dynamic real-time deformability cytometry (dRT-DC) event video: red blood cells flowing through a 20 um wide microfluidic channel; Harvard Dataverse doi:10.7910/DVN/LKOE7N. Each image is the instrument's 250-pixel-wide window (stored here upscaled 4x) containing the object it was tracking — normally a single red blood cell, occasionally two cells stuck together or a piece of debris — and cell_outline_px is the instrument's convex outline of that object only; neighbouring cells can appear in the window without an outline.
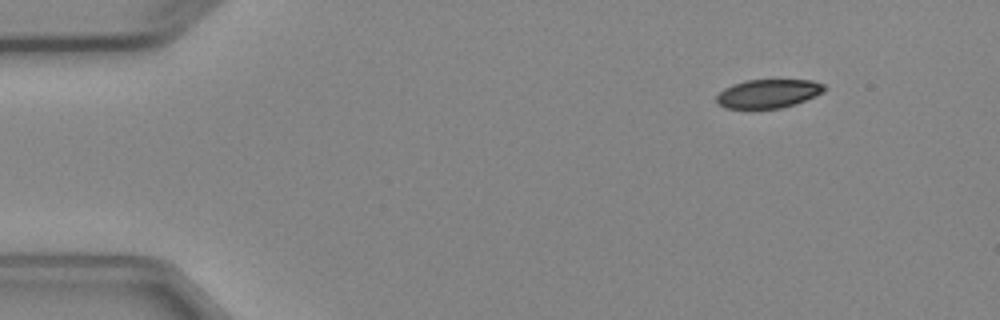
{"species": "Egyptian fruit bat (a non-hibernating species)", "species_latin": "Rousettus aegyptiacus", "temperature_condition": "cold", "stored_images_in_passage": 3, "camera_frame_rate_fps": 3000, "um_per_image_px": 0.085, "animal": {"sex": "female"}, "frame": {"image": 1, "passage_image": 1, "time_ms": 0.0, "image_size_px": [1000, 320], "cell_outline_px": [[828, 88], [824, 92], [816, 96], [780, 108], [724, 108], [716, 100], [716, 96], [724, 88], [732, 84], [744, 80], [812, 80], [824, 84]], "centroid_in_image_um": [65.32, 7.94], "position_along_channel_um": 19.7, "area_um2": 17.98}}
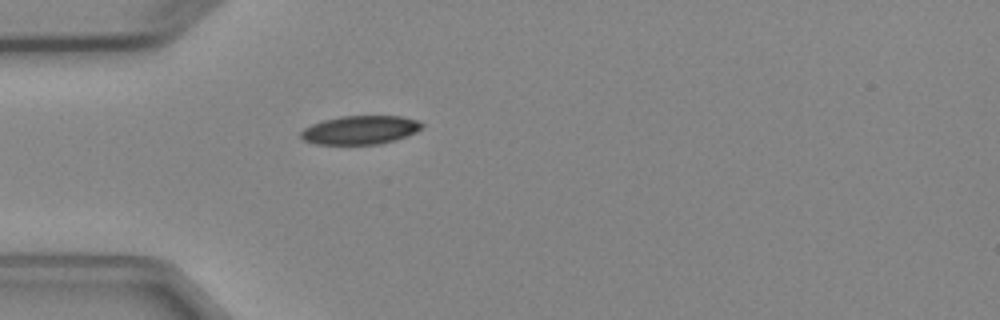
{"frame": {"image": 2, "passage_image": 3, "time_ms": 3.0, "image_size_px": [1000, 320], "cell_outline_px": [[424, 128], [416, 132], [380, 144], [316, 144], [304, 140], [300, 136], [300, 132], [304, 128], [312, 124], [324, 120], [340, 116], [400, 116], [420, 120], [424, 124]], "centroid_in_image_um": [30.64, 11.04], "position_along_channel_um": 54.4, "area_um2": 20.17}}